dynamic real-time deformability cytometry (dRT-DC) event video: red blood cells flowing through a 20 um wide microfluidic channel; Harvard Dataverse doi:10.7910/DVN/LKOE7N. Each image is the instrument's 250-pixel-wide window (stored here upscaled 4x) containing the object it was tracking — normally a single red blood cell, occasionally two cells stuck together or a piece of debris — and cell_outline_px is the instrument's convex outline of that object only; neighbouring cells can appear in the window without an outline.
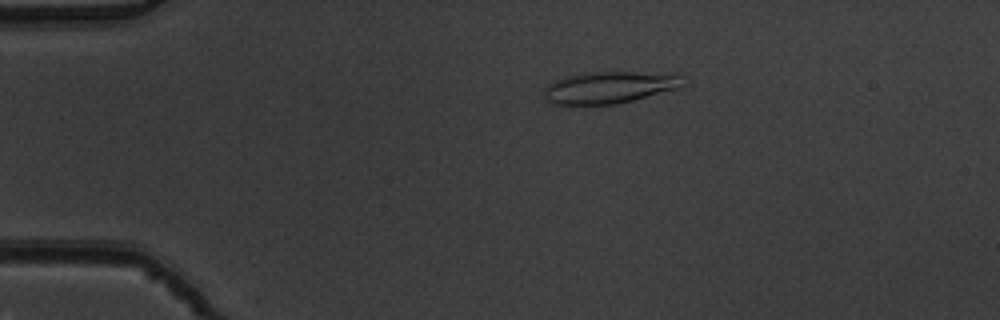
{"species": "common noctule bat (a hibernating species)", "species_latin": "Nyctalus noctula", "temperature_condition": "warm", "stored_images_in_passage": 53, "camera_frame_rate_fps": 3000, "um_per_image_px": 0.085, "animal": {"sex": "male", "body_mass_g": 19.5, "forearm_length_mm": 54.6}, "frame": {"image": 1, "passage_image": 11, "time_ms": 3.333, "image_size_px": [1000, 320], "cell_outline_px": [[680, 76], [676, 88], [632, 100], [616, 104], [548, 104], [544, 96], [544, 88], [548, 84], [556, 80], [568, 76], [596, 72], [676, 72]], "centroid_in_image_um": [51.73, 7.42], "position_along_channel_um": 33.3, "area_um2": 25.32}}
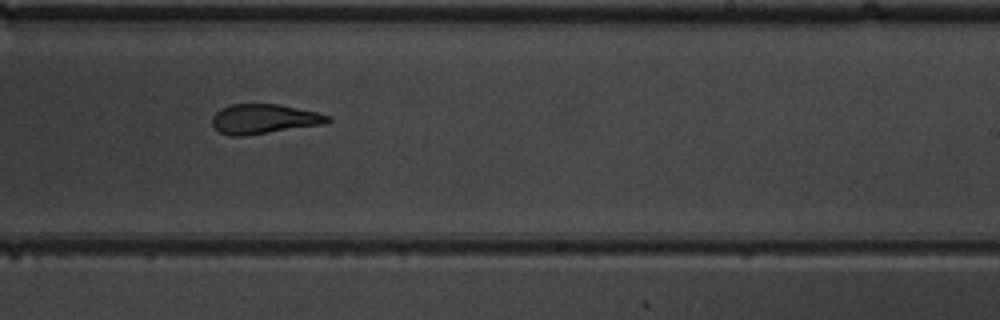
{"frame": {"image": 2, "passage_image": 33, "time_ms": 10.667, "image_size_px": [1000, 320], "cell_outline_px": [[332, 120], [324, 124], [244, 136], [228, 136], [220, 132], [212, 124], [212, 116], [220, 108], [232, 104], [280, 104], [316, 112], [332, 116]], "centroid_in_image_um": [22.44, 10.11], "position_along_channel_um": 266.6, "area_um2": 20.06}}
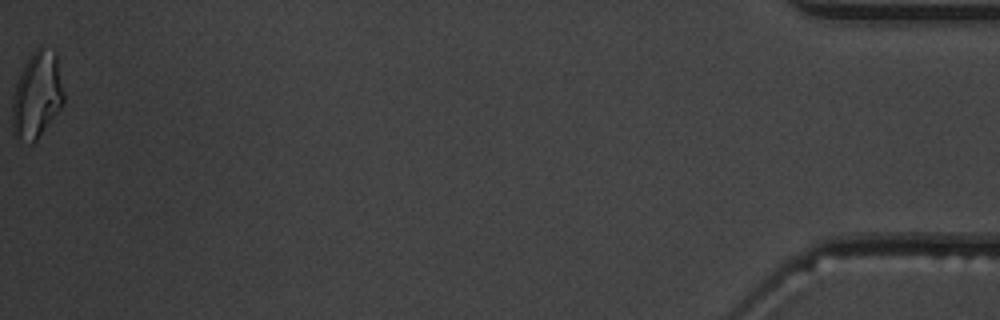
{"frame": {"image": 3, "passage_image": 53, "time_ms": 17.333, "image_size_px": [1000, 320], "cell_outline_px": [[64, 100], [60, 108], [36, 140], [32, 144], [28, 144], [16, 136], [12, 132], [12, 100], [16, 84], [20, 72], [24, 64], [32, 52], [40, 44], [56, 48], [64, 92]], "centroid_in_image_um": [3.15, 8.0], "position_along_channel_um": 432.0, "area_um2": 26.41}, "authors_computed_cell_mechanics": {"area_um2": 21.8484, "velocity_mm_per_s": 3.889, "shape_relaxation_time_tau1_ms": 10.3561, "shape_relaxation_time_tau2_ms": 2.2521, "deformation_change_tau1": 0.3242, "deformation_change_tau2": 0.105}}